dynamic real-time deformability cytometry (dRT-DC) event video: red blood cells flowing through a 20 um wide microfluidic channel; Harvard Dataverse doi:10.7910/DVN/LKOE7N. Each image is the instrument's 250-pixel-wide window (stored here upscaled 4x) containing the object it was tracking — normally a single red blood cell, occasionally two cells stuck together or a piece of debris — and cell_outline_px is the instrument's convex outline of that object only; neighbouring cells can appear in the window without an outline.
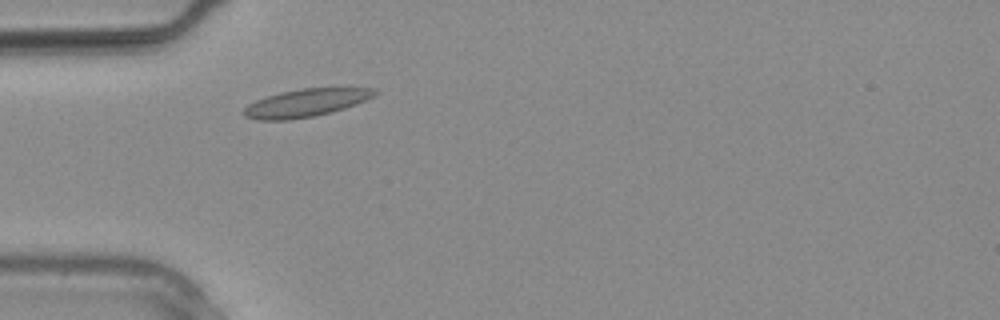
{"species": "common noctule bat (a hibernating species)", "species_latin": "Nyctalus noctula", "temperature_condition": "warm", "stored_images_in_passage": 3, "camera_frame_rate_fps": 3000, "um_per_image_px": 0.085, "animal": {"sex": "male", "body_mass_g": 20.4}, "frame": {"image": 1, "passage_image": 1, "time_ms": 0.0, "image_size_px": [1000, 320], "cell_outline_px": [[380, 92], [376, 96], [356, 104], [332, 112], [312, 116], [288, 120], [256, 120], [244, 116], [240, 112], [248, 104], [256, 100], [280, 92], [300, 88], [376, 88]], "centroid_in_image_um": [26.0, 8.74], "position_along_channel_um": 59.0, "area_um2": 21.39}}